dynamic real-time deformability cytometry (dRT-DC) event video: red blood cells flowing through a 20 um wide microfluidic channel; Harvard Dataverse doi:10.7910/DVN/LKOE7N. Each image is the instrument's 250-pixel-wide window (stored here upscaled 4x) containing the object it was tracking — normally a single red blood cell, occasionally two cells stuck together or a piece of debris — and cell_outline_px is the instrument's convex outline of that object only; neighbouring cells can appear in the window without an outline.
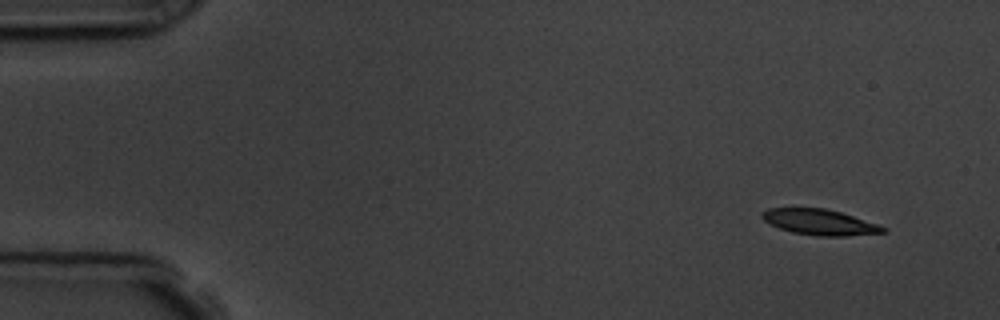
{"species": "common noctule bat (a hibernating species)", "species_latin": "Nyctalus noctula", "temperature_condition": "room temperature", "stored_images_in_passage": 53, "camera_frame_rate_fps": 3000, "um_per_image_px": 0.085, "animal": {"sex": "male", "body_mass_g": 19.5, "forearm_length_mm": 54.6}, "frame": {"image": 1, "passage_image": 1, "time_ms": 0.0, "image_size_px": [1000, 320], "cell_outline_px": [[888, 228], [884, 232], [848, 236], [816, 236], [792, 232], [780, 228], [764, 220], [760, 216], [760, 212], [768, 208], [824, 208], [840, 212], [880, 224]], "centroid_in_image_um": [69.69, 18.88], "position_along_channel_um": 15.3, "area_um2": 18.15}}
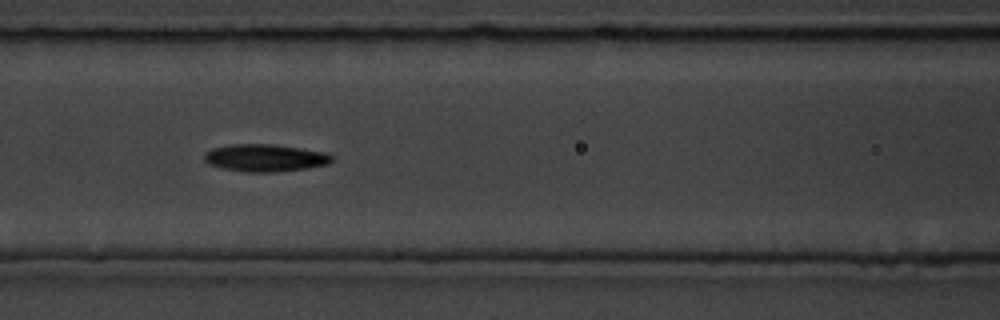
{"frame": {"image": 2, "passage_image": 21, "time_ms": 6.667, "image_size_px": [1000, 320], "cell_outline_px": [[332, 160], [328, 164], [308, 168], [272, 172], [244, 172], [224, 168], [208, 164], [204, 160], [204, 152], [212, 148], [232, 144], [272, 144], [300, 148], [324, 152], [332, 156]], "centroid_in_image_um": [22.5, 13.42], "position_along_channel_um": 144.1, "area_um2": 20.29}}
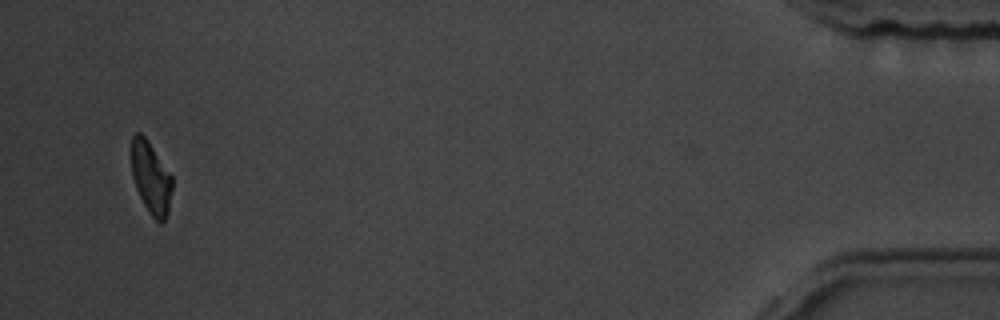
{"frame": {"image": 3, "passage_image": 51, "time_ms": 16.667, "image_size_px": [1000, 320], "cell_outline_px": [[172, 188], [168, 212], [164, 220], [160, 224], [152, 216], [144, 204], [136, 188], [132, 176], [132, 136], [136, 132], [140, 132], [148, 140], [172, 176]], "centroid_in_image_um": [12.83, 15.1], "position_along_channel_um": 422.4, "area_um2": 16.94}, "authors_computed_cell_mechanics": {"area_um2": 19.3052, "velocity_mm_per_s": 3.5986, "shape_relaxation_time_tau1_ms": 3.3478, "shape_relaxation_time_tau2_ms": 10.2153, "deformation_change_tau1": 0.1343, "deformation_change_tau2": 0.1726}}